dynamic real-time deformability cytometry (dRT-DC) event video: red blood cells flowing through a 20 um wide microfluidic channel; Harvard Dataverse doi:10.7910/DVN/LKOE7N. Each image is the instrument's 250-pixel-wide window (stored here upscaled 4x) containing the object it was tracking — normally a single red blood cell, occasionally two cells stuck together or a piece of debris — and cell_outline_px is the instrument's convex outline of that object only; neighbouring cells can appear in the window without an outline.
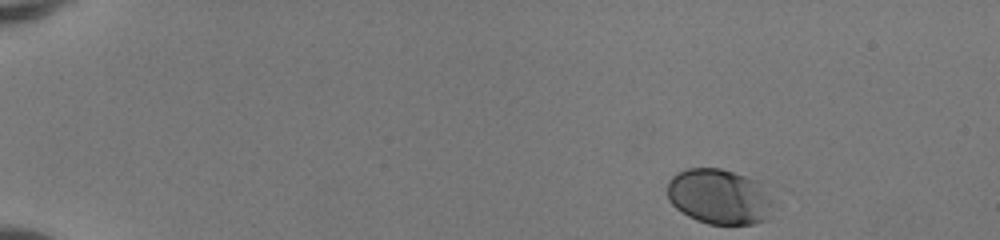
{"species": "human", "species_latin": "Homo sapiens", "temperature_condition": "room temperature", "stored_images_in_passage": 45, "camera_frame_rate_fps": 3000, "um_per_image_px": 0.085, "donor": {"sex": "female"}, "frame": {"image": 1, "passage_image": 1, "time_ms": 0.0, "image_size_px": [1000, 240], "cell_outline_px": [[768, 220], [756, 224], [708, 224], [696, 220], [688, 216], [676, 208], [668, 200], [668, 180], [676, 172], [688, 168], [720, 168], [760, 180], [768, 196]], "centroid_in_image_um": [61.08, 16.7], "position_along_channel_um": 23.9, "area_um2": 34.04}}
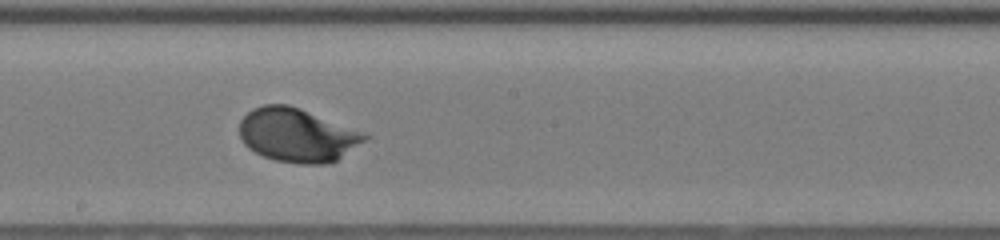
{"frame": {"image": 2, "passage_image": 25, "time_ms": 8.0, "image_size_px": [1000, 240], "cell_outline_px": [[372, 136], [336, 160], [324, 164], [300, 164], [276, 160], [264, 156], [248, 148], [244, 144], [240, 136], [240, 120], [252, 108], [264, 104], [288, 104], [300, 108], [368, 132]], "centroid_in_image_um": [25.3, 11.46], "position_along_channel_um": 222.9, "area_um2": 39.48}}
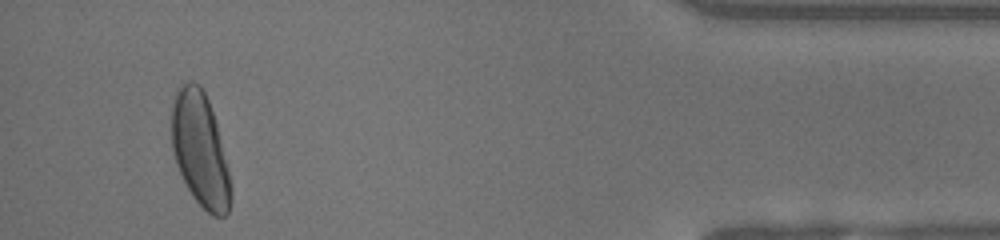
{"frame": {"image": 3, "passage_image": 43, "time_ms": 14.0, "image_size_px": [1000, 240], "cell_outline_px": [[232, 196], [228, 212], [224, 216], [212, 216], [192, 196], [176, 164], [172, 148], [172, 104], [176, 88], [188, 80], [192, 80], [200, 84], [208, 100], [216, 120], [228, 168], [232, 188]], "centroid_in_image_um": [17.02, 12.7], "position_along_channel_um": 418.2, "area_um2": 39.48}, "authors_computed_cell_mechanics": {"area_um2": 36.4718, "velocity_mm_per_s": 4.1055, "shape_relaxation_time_tau1_ms": 2.0231, "shape_relaxation_time_tau2_ms": null, "deformation_change_tau1": 0.1462, "deformation_change_tau2": null}}